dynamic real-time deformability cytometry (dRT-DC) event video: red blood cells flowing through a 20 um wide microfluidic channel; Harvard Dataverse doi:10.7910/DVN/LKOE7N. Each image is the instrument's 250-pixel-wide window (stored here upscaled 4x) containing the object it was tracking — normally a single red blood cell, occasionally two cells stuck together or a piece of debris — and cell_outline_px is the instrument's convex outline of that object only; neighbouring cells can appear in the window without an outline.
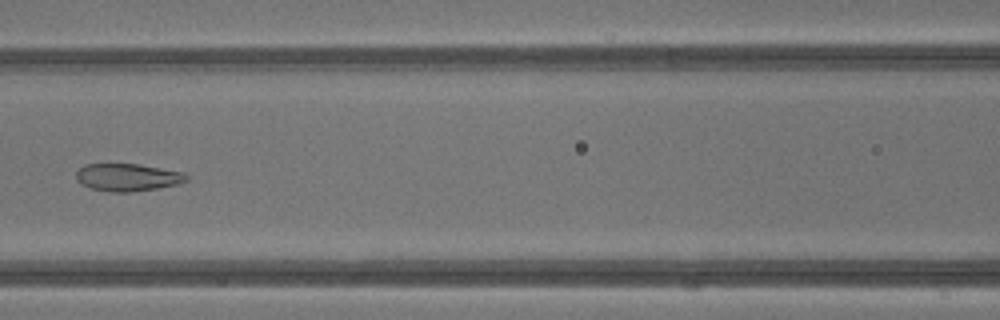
{"species": "common noctule bat (a hibernating species)", "species_latin": "Nyctalus noctula", "temperature_condition": "warm", "stored_images_in_passage": 43, "camera_frame_rate_fps": 3000, "um_per_image_px": 0.085, "animal": {"sex": "male", "body_mass_g": 13.3}, "frame": {"image": 1, "passage_image": 20, "time_ms": 6.333, "image_size_px": [1000, 320], "cell_outline_px": [[188, 180], [176, 184], [160, 188], [132, 192], [112, 192], [92, 188], [80, 184], [76, 180], [76, 172], [84, 164], [140, 164], [184, 172], [188, 176]], "centroid_in_image_um": [10.85, 15.07], "position_along_channel_um": 155.8, "area_um2": 17.8}}
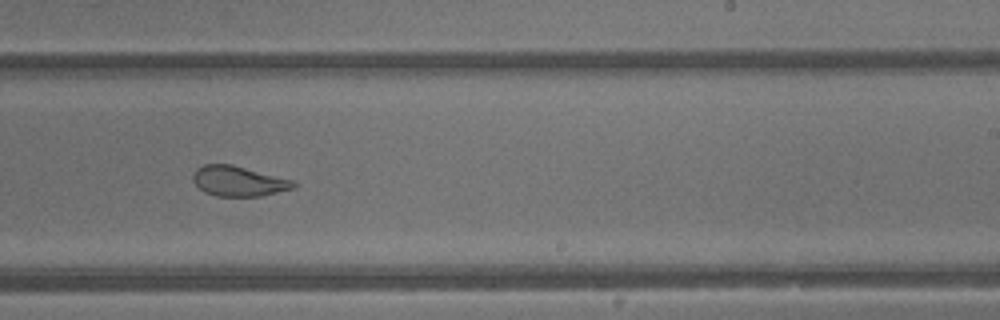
{"frame": {"image": 2, "passage_image": 27, "time_ms": 8.667, "image_size_px": [1000, 320], "cell_outline_px": [[296, 188], [260, 196], [216, 196], [204, 192], [192, 180], [192, 176], [196, 168], [204, 164], [232, 164], [296, 180]], "centroid_in_image_um": [20.31, 15.39], "position_along_channel_um": 268.7, "area_um2": 17.92}}
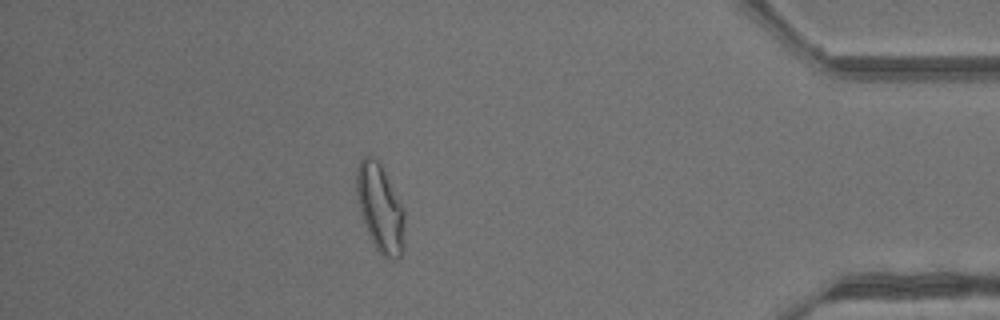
{"frame": {"image": 3, "passage_image": 38, "time_ms": 12.333, "image_size_px": [1000, 320], "cell_outline_px": [[404, 220], [400, 256], [396, 260], [388, 260], [376, 248], [368, 232], [356, 196], [356, 168], [360, 160], [364, 156], [372, 156], [380, 164], [404, 208]], "centroid_in_image_um": [32.29, 17.65], "position_along_channel_um": 402.9, "area_um2": 23.99}, "authors_computed_cell_mechanics": {"area_um2": 23.987, "velocity_mm_per_s": 4.8535, "shape_relaxation_time_tau1_ms": null, "shape_relaxation_time_tau2_ms": 1.4293, "deformation_change_tau1": null, "deformation_change_tau2": 0.0886}}